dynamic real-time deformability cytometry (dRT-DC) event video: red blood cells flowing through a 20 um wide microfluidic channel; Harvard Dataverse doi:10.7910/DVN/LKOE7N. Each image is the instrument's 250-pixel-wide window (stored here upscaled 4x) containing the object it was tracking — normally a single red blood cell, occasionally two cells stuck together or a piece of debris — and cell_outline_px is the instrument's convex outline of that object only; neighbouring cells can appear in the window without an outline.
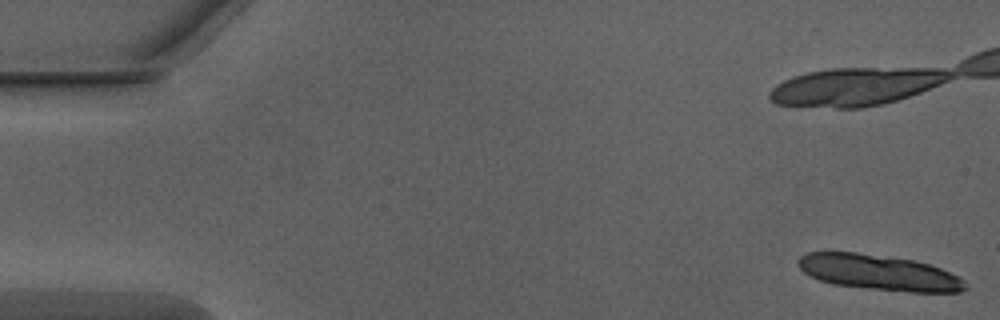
{"species": "Egyptian fruit bat (a non-hibernating species)", "species_latin": "Rousettus aegyptiacus", "temperature_condition": "warm", "stored_images_in_passage": 13, "camera_frame_rate_fps": 3000, "um_per_image_px": 0.085, "animal": {"sex": "male"}, "frame": {"image": 1, "passage_image": 1, "time_ms": 0.0, "image_size_px": [1000, 320], "cell_outline_px": [[968, 288], [960, 292], [908, 292], [868, 288], [832, 284], [820, 280], [804, 272], [796, 264], [796, 260], [800, 256], [808, 252], [856, 252], [916, 260], [940, 268], [960, 276], [964, 280]], "centroid_in_image_um": [74.73, 23.16], "position_along_channel_um": 10.3, "area_um2": 34.68}}